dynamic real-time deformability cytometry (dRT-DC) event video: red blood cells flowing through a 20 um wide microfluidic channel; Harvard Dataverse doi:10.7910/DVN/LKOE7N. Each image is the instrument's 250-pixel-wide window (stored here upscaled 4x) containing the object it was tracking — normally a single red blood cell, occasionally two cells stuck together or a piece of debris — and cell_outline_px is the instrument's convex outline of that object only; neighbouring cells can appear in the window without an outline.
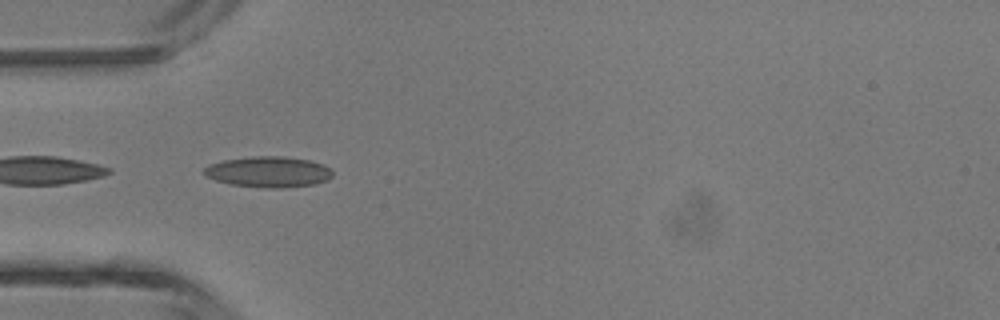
{"species": "common noctule bat (a hibernating species)", "species_latin": "Nyctalus noctula", "temperature_condition": "room temperature", "stored_images_in_passage": 3, "camera_frame_rate_fps": 3000, "um_per_image_px": 0.085, "animal": {"sex": "male", "body_mass_g": 13.3}, "frame": {"image": 1, "passage_image": 3, "time_ms": 0.667, "image_size_px": [1000, 320], "cell_outline_px": [[332, 176], [328, 180], [316, 184], [280, 188], [264, 188], [232, 184], [216, 180], [208, 176], [204, 172], [204, 168], [208, 164], [224, 160], [252, 156], [284, 156], [308, 160], [324, 164], [332, 172]], "centroid_in_image_um": [22.84, 14.6], "position_along_channel_um": 62.2, "area_um2": 23.0}}